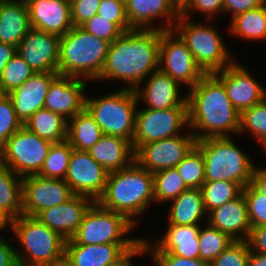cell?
<instances>
[{"label":"cell","mask_w":266,"mask_h":266,"mask_svg":"<svg viewBox=\"0 0 266 266\" xmlns=\"http://www.w3.org/2000/svg\"><path fill=\"white\" fill-rule=\"evenodd\" d=\"M161 30L132 29L123 32L108 48L97 80L120 79L125 89L141 88L147 76L158 70Z\"/></svg>","instance_id":"1"},{"label":"cell","mask_w":266,"mask_h":266,"mask_svg":"<svg viewBox=\"0 0 266 266\" xmlns=\"http://www.w3.org/2000/svg\"><path fill=\"white\" fill-rule=\"evenodd\" d=\"M190 91L187 95L188 127L201 130V133L194 131L196 140L229 137L230 132L238 135L240 113L228 98L223 83L213 73L205 74Z\"/></svg>","instance_id":"2"},{"label":"cell","mask_w":266,"mask_h":266,"mask_svg":"<svg viewBox=\"0 0 266 266\" xmlns=\"http://www.w3.org/2000/svg\"><path fill=\"white\" fill-rule=\"evenodd\" d=\"M154 199L153 173L135 160L124 169L108 174L103 195L97 202L105 209L123 214L135 226Z\"/></svg>","instance_id":"3"},{"label":"cell","mask_w":266,"mask_h":266,"mask_svg":"<svg viewBox=\"0 0 266 266\" xmlns=\"http://www.w3.org/2000/svg\"><path fill=\"white\" fill-rule=\"evenodd\" d=\"M110 43L73 26L60 38L58 73L96 80L104 67Z\"/></svg>","instance_id":"4"},{"label":"cell","mask_w":266,"mask_h":266,"mask_svg":"<svg viewBox=\"0 0 266 266\" xmlns=\"http://www.w3.org/2000/svg\"><path fill=\"white\" fill-rule=\"evenodd\" d=\"M196 146L204 158L206 182L231 181L238 183L242 188L250 183L257 166L230 137L197 140Z\"/></svg>","instance_id":"5"},{"label":"cell","mask_w":266,"mask_h":266,"mask_svg":"<svg viewBox=\"0 0 266 266\" xmlns=\"http://www.w3.org/2000/svg\"><path fill=\"white\" fill-rule=\"evenodd\" d=\"M11 229L27 252L24 257L16 250L19 266H55L64 261L66 240L37 218L21 215L13 219Z\"/></svg>","instance_id":"6"},{"label":"cell","mask_w":266,"mask_h":266,"mask_svg":"<svg viewBox=\"0 0 266 266\" xmlns=\"http://www.w3.org/2000/svg\"><path fill=\"white\" fill-rule=\"evenodd\" d=\"M138 102L134 90L122 88L97 98L85 97V109L104 135L117 136L132 143Z\"/></svg>","instance_id":"7"},{"label":"cell","mask_w":266,"mask_h":266,"mask_svg":"<svg viewBox=\"0 0 266 266\" xmlns=\"http://www.w3.org/2000/svg\"><path fill=\"white\" fill-rule=\"evenodd\" d=\"M180 16L175 23L174 31L185 41L197 65L205 74L223 70L233 61L225 47L221 35L213 26L193 23Z\"/></svg>","instance_id":"8"},{"label":"cell","mask_w":266,"mask_h":266,"mask_svg":"<svg viewBox=\"0 0 266 266\" xmlns=\"http://www.w3.org/2000/svg\"><path fill=\"white\" fill-rule=\"evenodd\" d=\"M134 226L123 214L105 209L95 201L85 213L71 240L83 245L140 244L141 238L123 236L131 232Z\"/></svg>","instance_id":"9"},{"label":"cell","mask_w":266,"mask_h":266,"mask_svg":"<svg viewBox=\"0 0 266 266\" xmlns=\"http://www.w3.org/2000/svg\"><path fill=\"white\" fill-rule=\"evenodd\" d=\"M51 145V142L22 126L0 148V162L20 177L37 175Z\"/></svg>","instance_id":"10"},{"label":"cell","mask_w":266,"mask_h":266,"mask_svg":"<svg viewBox=\"0 0 266 266\" xmlns=\"http://www.w3.org/2000/svg\"><path fill=\"white\" fill-rule=\"evenodd\" d=\"M185 125H189L188 105L164 110L138 109L132 141L134 152L144 144L178 136Z\"/></svg>","instance_id":"11"},{"label":"cell","mask_w":266,"mask_h":266,"mask_svg":"<svg viewBox=\"0 0 266 266\" xmlns=\"http://www.w3.org/2000/svg\"><path fill=\"white\" fill-rule=\"evenodd\" d=\"M176 34L174 29L161 30L158 69L177 83L192 88L205 73L195 62L185 41L179 34L176 38Z\"/></svg>","instance_id":"12"},{"label":"cell","mask_w":266,"mask_h":266,"mask_svg":"<svg viewBox=\"0 0 266 266\" xmlns=\"http://www.w3.org/2000/svg\"><path fill=\"white\" fill-rule=\"evenodd\" d=\"M74 195L63 179L39 175L22 177L23 215L35 217L42 210L62 204Z\"/></svg>","instance_id":"13"},{"label":"cell","mask_w":266,"mask_h":266,"mask_svg":"<svg viewBox=\"0 0 266 266\" xmlns=\"http://www.w3.org/2000/svg\"><path fill=\"white\" fill-rule=\"evenodd\" d=\"M193 133L178 135L140 146L134 160L150 173L176 167L196 145Z\"/></svg>","instance_id":"14"},{"label":"cell","mask_w":266,"mask_h":266,"mask_svg":"<svg viewBox=\"0 0 266 266\" xmlns=\"http://www.w3.org/2000/svg\"><path fill=\"white\" fill-rule=\"evenodd\" d=\"M108 174L88 151L73 148L64 181L75 195L87 196L97 201L105 191Z\"/></svg>","instance_id":"15"},{"label":"cell","mask_w":266,"mask_h":266,"mask_svg":"<svg viewBox=\"0 0 266 266\" xmlns=\"http://www.w3.org/2000/svg\"><path fill=\"white\" fill-rule=\"evenodd\" d=\"M60 38L31 28L17 46V54L35 73H58Z\"/></svg>","instance_id":"16"},{"label":"cell","mask_w":266,"mask_h":266,"mask_svg":"<svg viewBox=\"0 0 266 266\" xmlns=\"http://www.w3.org/2000/svg\"><path fill=\"white\" fill-rule=\"evenodd\" d=\"M213 74L223 83L228 98L239 113L266 98L264 87L245 67L234 61Z\"/></svg>","instance_id":"17"},{"label":"cell","mask_w":266,"mask_h":266,"mask_svg":"<svg viewBox=\"0 0 266 266\" xmlns=\"http://www.w3.org/2000/svg\"><path fill=\"white\" fill-rule=\"evenodd\" d=\"M94 202L90 197L74 195L62 204L42 210L35 218L64 240H69L78 230L85 213Z\"/></svg>","instance_id":"18"},{"label":"cell","mask_w":266,"mask_h":266,"mask_svg":"<svg viewBox=\"0 0 266 266\" xmlns=\"http://www.w3.org/2000/svg\"><path fill=\"white\" fill-rule=\"evenodd\" d=\"M139 244H75L65 242L64 262L69 266H112L120 262Z\"/></svg>","instance_id":"19"},{"label":"cell","mask_w":266,"mask_h":266,"mask_svg":"<svg viewBox=\"0 0 266 266\" xmlns=\"http://www.w3.org/2000/svg\"><path fill=\"white\" fill-rule=\"evenodd\" d=\"M85 88L83 79L58 75L49 86L44 108L69 120L85 108Z\"/></svg>","instance_id":"20"},{"label":"cell","mask_w":266,"mask_h":266,"mask_svg":"<svg viewBox=\"0 0 266 266\" xmlns=\"http://www.w3.org/2000/svg\"><path fill=\"white\" fill-rule=\"evenodd\" d=\"M125 7L131 29H173L181 16V10L173 0H125ZM160 17L168 18V23L156 28L151 22Z\"/></svg>","instance_id":"21"},{"label":"cell","mask_w":266,"mask_h":266,"mask_svg":"<svg viewBox=\"0 0 266 266\" xmlns=\"http://www.w3.org/2000/svg\"><path fill=\"white\" fill-rule=\"evenodd\" d=\"M28 9L32 29L61 37L73 27L70 0H34Z\"/></svg>","instance_id":"22"},{"label":"cell","mask_w":266,"mask_h":266,"mask_svg":"<svg viewBox=\"0 0 266 266\" xmlns=\"http://www.w3.org/2000/svg\"><path fill=\"white\" fill-rule=\"evenodd\" d=\"M59 73H35L26 82L8 93L15 113L24 124L36 111L44 108L45 97Z\"/></svg>","instance_id":"23"},{"label":"cell","mask_w":266,"mask_h":266,"mask_svg":"<svg viewBox=\"0 0 266 266\" xmlns=\"http://www.w3.org/2000/svg\"><path fill=\"white\" fill-rule=\"evenodd\" d=\"M207 222L232 240H247L251 231L246 199L241 193L207 214Z\"/></svg>","instance_id":"24"},{"label":"cell","mask_w":266,"mask_h":266,"mask_svg":"<svg viewBox=\"0 0 266 266\" xmlns=\"http://www.w3.org/2000/svg\"><path fill=\"white\" fill-rule=\"evenodd\" d=\"M147 83L141 88H136L137 100L143 99L147 108L154 110H164L187 105V94L180 98L179 86L169 75L159 69L152 72Z\"/></svg>","instance_id":"25"},{"label":"cell","mask_w":266,"mask_h":266,"mask_svg":"<svg viewBox=\"0 0 266 266\" xmlns=\"http://www.w3.org/2000/svg\"><path fill=\"white\" fill-rule=\"evenodd\" d=\"M200 228V225H168L165 235L155 245L143 238L141 243L144 250L170 252L179 257L196 259L199 258Z\"/></svg>","instance_id":"26"},{"label":"cell","mask_w":266,"mask_h":266,"mask_svg":"<svg viewBox=\"0 0 266 266\" xmlns=\"http://www.w3.org/2000/svg\"><path fill=\"white\" fill-rule=\"evenodd\" d=\"M88 152L108 173L128 167L135 158V152L129 140L111 135H103Z\"/></svg>","instance_id":"27"},{"label":"cell","mask_w":266,"mask_h":266,"mask_svg":"<svg viewBox=\"0 0 266 266\" xmlns=\"http://www.w3.org/2000/svg\"><path fill=\"white\" fill-rule=\"evenodd\" d=\"M30 29L28 5L19 0L0 1V42L17 48Z\"/></svg>","instance_id":"28"},{"label":"cell","mask_w":266,"mask_h":266,"mask_svg":"<svg viewBox=\"0 0 266 266\" xmlns=\"http://www.w3.org/2000/svg\"><path fill=\"white\" fill-rule=\"evenodd\" d=\"M171 202L168 225H199L207 215L201 189H188Z\"/></svg>","instance_id":"29"},{"label":"cell","mask_w":266,"mask_h":266,"mask_svg":"<svg viewBox=\"0 0 266 266\" xmlns=\"http://www.w3.org/2000/svg\"><path fill=\"white\" fill-rule=\"evenodd\" d=\"M103 135L102 129L85 108L68 120L67 141L74 149L88 151Z\"/></svg>","instance_id":"30"},{"label":"cell","mask_w":266,"mask_h":266,"mask_svg":"<svg viewBox=\"0 0 266 266\" xmlns=\"http://www.w3.org/2000/svg\"><path fill=\"white\" fill-rule=\"evenodd\" d=\"M23 126L51 143L67 140L68 120L45 108L36 111Z\"/></svg>","instance_id":"31"},{"label":"cell","mask_w":266,"mask_h":266,"mask_svg":"<svg viewBox=\"0 0 266 266\" xmlns=\"http://www.w3.org/2000/svg\"><path fill=\"white\" fill-rule=\"evenodd\" d=\"M21 178V179H20ZM0 207L13 219L23 215L22 177L0 162Z\"/></svg>","instance_id":"32"},{"label":"cell","mask_w":266,"mask_h":266,"mask_svg":"<svg viewBox=\"0 0 266 266\" xmlns=\"http://www.w3.org/2000/svg\"><path fill=\"white\" fill-rule=\"evenodd\" d=\"M230 33L245 40L266 39V2L231 19Z\"/></svg>","instance_id":"33"},{"label":"cell","mask_w":266,"mask_h":266,"mask_svg":"<svg viewBox=\"0 0 266 266\" xmlns=\"http://www.w3.org/2000/svg\"><path fill=\"white\" fill-rule=\"evenodd\" d=\"M155 202L172 201L189 188L176 167L167 168L153 174Z\"/></svg>","instance_id":"34"},{"label":"cell","mask_w":266,"mask_h":266,"mask_svg":"<svg viewBox=\"0 0 266 266\" xmlns=\"http://www.w3.org/2000/svg\"><path fill=\"white\" fill-rule=\"evenodd\" d=\"M243 188L236 182L217 180L205 182L202 187L203 205L206 213L237 198Z\"/></svg>","instance_id":"35"},{"label":"cell","mask_w":266,"mask_h":266,"mask_svg":"<svg viewBox=\"0 0 266 266\" xmlns=\"http://www.w3.org/2000/svg\"><path fill=\"white\" fill-rule=\"evenodd\" d=\"M73 147L67 140L52 143L40 172L43 178L65 179Z\"/></svg>","instance_id":"36"},{"label":"cell","mask_w":266,"mask_h":266,"mask_svg":"<svg viewBox=\"0 0 266 266\" xmlns=\"http://www.w3.org/2000/svg\"><path fill=\"white\" fill-rule=\"evenodd\" d=\"M198 239L199 258L208 263L214 261L234 241L208 222L204 228H200Z\"/></svg>","instance_id":"37"},{"label":"cell","mask_w":266,"mask_h":266,"mask_svg":"<svg viewBox=\"0 0 266 266\" xmlns=\"http://www.w3.org/2000/svg\"><path fill=\"white\" fill-rule=\"evenodd\" d=\"M176 168L189 189H201L202 185L206 182L204 158L201 150L196 145Z\"/></svg>","instance_id":"38"},{"label":"cell","mask_w":266,"mask_h":266,"mask_svg":"<svg viewBox=\"0 0 266 266\" xmlns=\"http://www.w3.org/2000/svg\"><path fill=\"white\" fill-rule=\"evenodd\" d=\"M246 130L250 131L261 145L266 142V98L240 113L238 134H243Z\"/></svg>","instance_id":"39"},{"label":"cell","mask_w":266,"mask_h":266,"mask_svg":"<svg viewBox=\"0 0 266 266\" xmlns=\"http://www.w3.org/2000/svg\"><path fill=\"white\" fill-rule=\"evenodd\" d=\"M34 74V70L16 53L3 69L0 83L4 90L9 93Z\"/></svg>","instance_id":"40"},{"label":"cell","mask_w":266,"mask_h":266,"mask_svg":"<svg viewBox=\"0 0 266 266\" xmlns=\"http://www.w3.org/2000/svg\"><path fill=\"white\" fill-rule=\"evenodd\" d=\"M249 255L247 240H234L210 266H248Z\"/></svg>","instance_id":"41"},{"label":"cell","mask_w":266,"mask_h":266,"mask_svg":"<svg viewBox=\"0 0 266 266\" xmlns=\"http://www.w3.org/2000/svg\"><path fill=\"white\" fill-rule=\"evenodd\" d=\"M22 126L23 123L15 113L11 99L6 96L0 101V148Z\"/></svg>","instance_id":"42"},{"label":"cell","mask_w":266,"mask_h":266,"mask_svg":"<svg viewBox=\"0 0 266 266\" xmlns=\"http://www.w3.org/2000/svg\"><path fill=\"white\" fill-rule=\"evenodd\" d=\"M242 193L247 202L251 227L266 226V196L257 193L249 184Z\"/></svg>","instance_id":"43"},{"label":"cell","mask_w":266,"mask_h":266,"mask_svg":"<svg viewBox=\"0 0 266 266\" xmlns=\"http://www.w3.org/2000/svg\"><path fill=\"white\" fill-rule=\"evenodd\" d=\"M80 27L95 37L108 41L110 44L123 33L115 23L110 22V19H105L98 14Z\"/></svg>","instance_id":"44"},{"label":"cell","mask_w":266,"mask_h":266,"mask_svg":"<svg viewBox=\"0 0 266 266\" xmlns=\"http://www.w3.org/2000/svg\"><path fill=\"white\" fill-rule=\"evenodd\" d=\"M97 14L110 19L123 32L132 30L126 16L125 0H101Z\"/></svg>","instance_id":"45"},{"label":"cell","mask_w":266,"mask_h":266,"mask_svg":"<svg viewBox=\"0 0 266 266\" xmlns=\"http://www.w3.org/2000/svg\"><path fill=\"white\" fill-rule=\"evenodd\" d=\"M101 0H70L73 26H81L97 14Z\"/></svg>","instance_id":"46"},{"label":"cell","mask_w":266,"mask_h":266,"mask_svg":"<svg viewBox=\"0 0 266 266\" xmlns=\"http://www.w3.org/2000/svg\"><path fill=\"white\" fill-rule=\"evenodd\" d=\"M152 253L155 266H210V263L200 258L190 259L172 255L170 252L144 250V253Z\"/></svg>","instance_id":"47"},{"label":"cell","mask_w":266,"mask_h":266,"mask_svg":"<svg viewBox=\"0 0 266 266\" xmlns=\"http://www.w3.org/2000/svg\"><path fill=\"white\" fill-rule=\"evenodd\" d=\"M224 0H190L189 3L181 10V16L188 18L189 10L200 11L207 15L208 21L213 18L218 12H223ZM188 14V15H187Z\"/></svg>","instance_id":"48"},{"label":"cell","mask_w":266,"mask_h":266,"mask_svg":"<svg viewBox=\"0 0 266 266\" xmlns=\"http://www.w3.org/2000/svg\"><path fill=\"white\" fill-rule=\"evenodd\" d=\"M266 0H224L223 11L230 12L232 18L245 11L260 7Z\"/></svg>","instance_id":"49"},{"label":"cell","mask_w":266,"mask_h":266,"mask_svg":"<svg viewBox=\"0 0 266 266\" xmlns=\"http://www.w3.org/2000/svg\"><path fill=\"white\" fill-rule=\"evenodd\" d=\"M247 242L251 252L266 254V226L252 227Z\"/></svg>","instance_id":"50"},{"label":"cell","mask_w":266,"mask_h":266,"mask_svg":"<svg viewBox=\"0 0 266 266\" xmlns=\"http://www.w3.org/2000/svg\"><path fill=\"white\" fill-rule=\"evenodd\" d=\"M0 266H19L16 249L0 236Z\"/></svg>","instance_id":"51"},{"label":"cell","mask_w":266,"mask_h":266,"mask_svg":"<svg viewBox=\"0 0 266 266\" xmlns=\"http://www.w3.org/2000/svg\"><path fill=\"white\" fill-rule=\"evenodd\" d=\"M249 185L259 194L266 196V171L260 167L256 168L252 174Z\"/></svg>","instance_id":"52"},{"label":"cell","mask_w":266,"mask_h":266,"mask_svg":"<svg viewBox=\"0 0 266 266\" xmlns=\"http://www.w3.org/2000/svg\"><path fill=\"white\" fill-rule=\"evenodd\" d=\"M17 53L16 47L0 42V76L7 63Z\"/></svg>","instance_id":"53"},{"label":"cell","mask_w":266,"mask_h":266,"mask_svg":"<svg viewBox=\"0 0 266 266\" xmlns=\"http://www.w3.org/2000/svg\"><path fill=\"white\" fill-rule=\"evenodd\" d=\"M144 253L143 245L140 243L133 251L129 252L120 262L112 266H133L131 259L138 254Z\"/></svg>","instance_id":"54"},{"label":"cell","mask_w":266,"mask_h":266,"mask_svg":"<svg viewBox=\"0 0 266 266\" xmlns=\"http://www.w3.org/2000/svg\"><path fill=\"white\" fill-rule=\"evenodd\" d=\"M248 266H266V254L250 251Z\"/></svg>","instance_id":"55"},{"label":"cell","mask_w":266,"mask_h":266,"mask_svg":"<svg viewBox=\"0 0 266 266\" xmlns=\"http://www.w3.org/2000/svg\"><path fill=\"white\" fill-rule=\"evenodd\" d=\"M13 218L0 207V229L6 228L7 225L12 226Z\"/></svg>","instance_id":"56"},{"label":"cell","mask_w":266,"mask_h":266,"mask_svg":"<svg viewBox=\"0 0 266 266\" xmlns=\"http://www.w3.org/2000/svg\"><path fill=\"white\" fill-rule=\"evenodd\" d=\"M190 0H173V2L176 4V6L182 10Z\"/></svg>","instance_id":"57"},{"label":"cell","mask_w":266,"mask_h":266,"mask_svg":"<svg viewBox=\"0 0 266 266\" xmlns=\"http://www.w3.org/2000/svg\"><path fill=\"white\" fill-rule=\"evenodd\" d=\"M6 96H8V93L4 90L0 83V101L3 100Z\"/></svg>","instance_id":"58"},{"label":"cell","mask_w":266,"mask_h":266,"mask_svg":"<svg viewBox=\"0 0 266 266\" xmlns=\"http://www.w3.org/2000/svg\"><path fill=\"white\" fill-rule=\"evenodd\" d=\"M21 1L22 3L28 5L30 2L34 1V0H19Z\"/></svg>","instance_id":"59"},{"label":"cell","mask_w":266,"mask_h":266,"mask_svg":"<svg viewBox=\"0 0 266 266\" xmlns=\"http://www.w3.org/2000/svg\"><path fill=\"white\" fill-rule=\"evenodd\" d=\"M55 266H69V265L63 261L62 263L56 264Z\"/></svg>","instance_id":"60"},{"label":"cell","mask_w":266,"mask_h":266,"mask_svg":"<svg viewBox=\"0 0 266 266\" xmlns=\"http://www.w3.org/2000/svg\"><path fill=\"white\" fill-rule=\"evenodd\" d=\"M263 146V149L265 148V150H266V142L262 145ZM262 170H264V171H266V167H260Z\"/></svg>","instance_id":"61"}]
</instances>
